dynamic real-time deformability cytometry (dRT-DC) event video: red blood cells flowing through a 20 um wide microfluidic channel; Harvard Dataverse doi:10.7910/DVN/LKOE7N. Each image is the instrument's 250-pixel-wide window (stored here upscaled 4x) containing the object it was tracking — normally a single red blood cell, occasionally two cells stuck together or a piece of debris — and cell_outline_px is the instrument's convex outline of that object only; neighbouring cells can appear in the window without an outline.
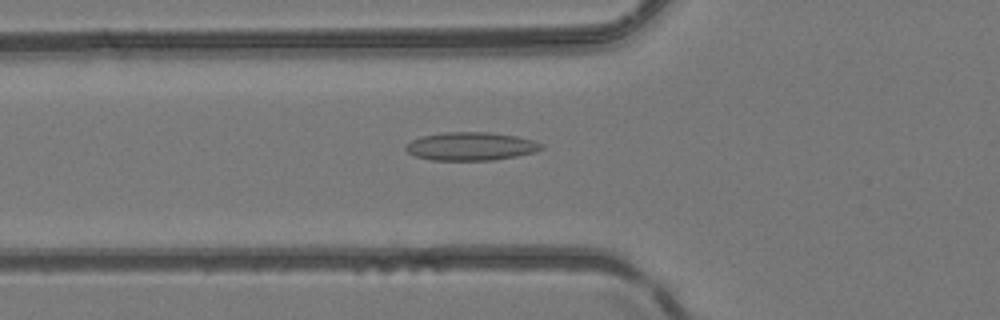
{"species": "common noctule bat (a hibernating species)", "species_latin": "Nyctalus noctula", "temperature_condition": "room temperature", "stored_images_in_passage": 51, "camera_frame_rate_fps": 3000, "um_per_image_px": 0.085, "animal": {"sex": "female", "body_mass_g": 24.6, "forearm_length_mm": 56.2}, "frame": {"image": 1, "passage_image": 19, "time_ms": 6.0, "image_size_px": [1000, 320], "cell_outline_px": [[544, 148], [536, 152], [516, 156], [492, 160], [432, 160], [416, 156], [408, 152], [404, 148], [412, 140], [420, 136], [444, 132], [488, 132], [516, 136], [532, 140], [544, 144]], "centroid_in_image_um": [40.04, 12.43], "position_along_channel_um": 85.8, "area_um2": 22.31}}
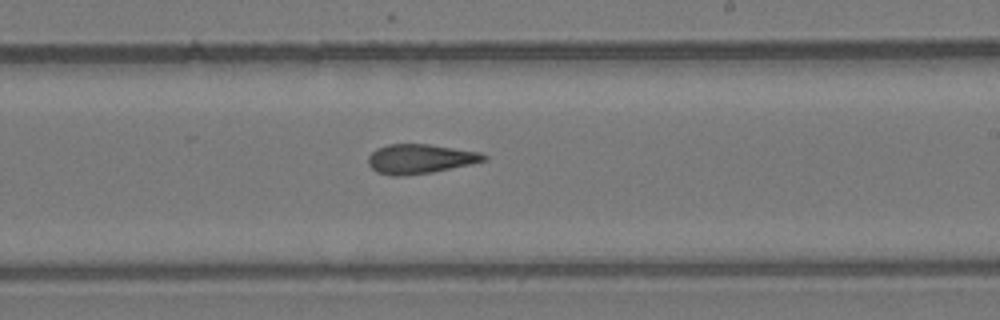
{"frame": {"image": 2, "passage_image": 31, "time_ms": 10.0, "image_size_px": [1000, 320], "cell_outline_px": [[488, 160], [472, 164], [432, 172], [404, 176], [392, 176], [376, 172], [368, 164], [368, 156], [376, 148], [388, 144], [428, 144], [480, 152], [488, 156]], "centroid_in_image_um": [35.7, 13.51], "position_along_channel_um": 253.3, "area_um2": 20.0}}
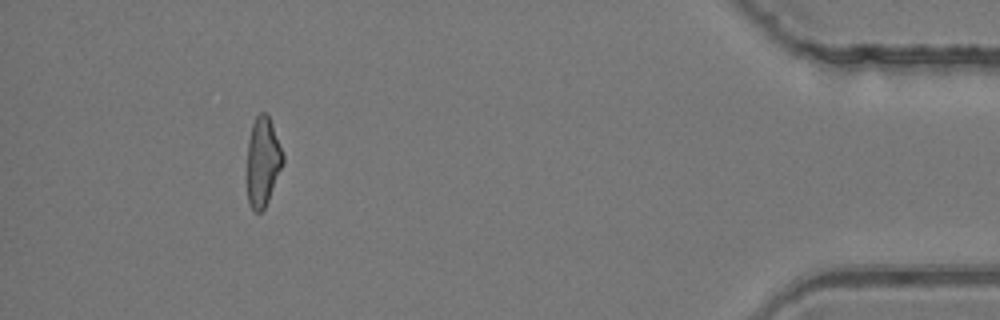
{"frame": {"image": 3, "passage_image": 47, "time_ms": 15.333, "image_size_px": [1000, 320], "cell_outline_px": [[284, 160], [268, 200], [264, 208], [260, 212], [252, 212], [248, 204], [248, 140], [252, 124], [256, 116], [260, 112], [268, 112], [284, 156]], "centroid_in_image_um": [22.33, 13.72], "position_along_channel_um": 412.9, "area_um2": 18.5}, "authors_computed_cell_mechanics": {"area_um2": 20.0566, "velocity_mm_per_s": 4.1622, "shape_relaxation_time_tau1_ms": null, "shape_relaxation_time_tau2_ms": 4.0437, "deformation_change_tau1": null, "deformation_change_tau2": 0.1309}}